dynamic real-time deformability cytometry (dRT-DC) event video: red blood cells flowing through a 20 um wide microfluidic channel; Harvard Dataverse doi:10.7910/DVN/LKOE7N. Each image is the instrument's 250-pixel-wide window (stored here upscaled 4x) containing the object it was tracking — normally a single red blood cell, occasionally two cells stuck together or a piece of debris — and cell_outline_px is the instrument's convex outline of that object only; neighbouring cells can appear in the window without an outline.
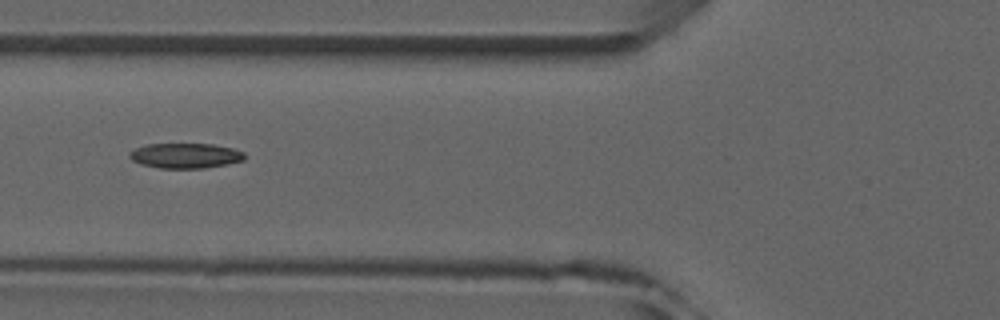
{"species": "common noctule bat (a hibernating species)", "species_latin": "Nyctalus noctula", "temperature_condition": "room temperature", "stored_images_in_passage": 7, "camera_frame_rate_fps": 3000, "um_per_image_px": 0.085, "animal": {"sex": "male", "forearm_length_mm": 52.5}, "frame": {"image": 1, "passage_image": 6, "time_ms": 6.0, "image_size_px": [1000, 320], "cell_outline_px": [[244, 160], [228, 164], [204, 168], [160, 168], [140, 164], [132, 160], [128, 156], [128, 152], [136, 148], [148, 144], [212, 144], [232, 148], [244, 152]], "centroid_in_image_um": [15.74, 13.23], "position_along_channel_um": 110.1, "area_um2": 16.82}}
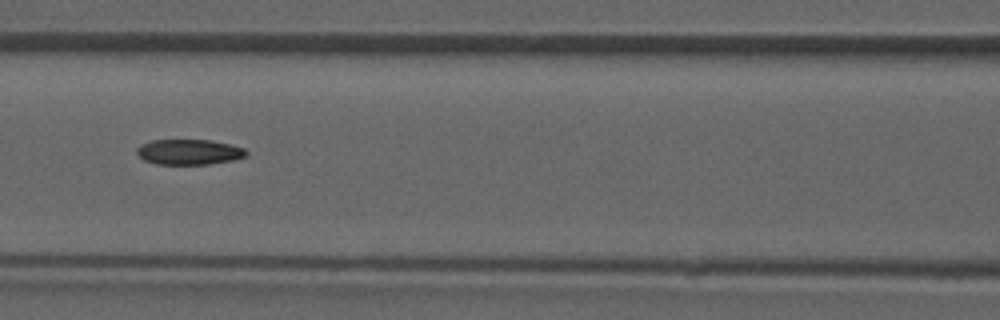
{"frame": {"image": 2, "passage_image": 7, "time_ms": 7.0, "image_size_px": [1000, 320], "cell_outline_px": [[248, 156], [232, 160], [208, 164], [156, 164], [144, 160], [136, 152], [136, 148], [140, 144], [152, 140], [212, 140], [232, 144], [244, 148], [248, 152]], "centroid_in_image_um": [16.09, 12.91], "position_along_channel_um": 150.5, "area_um2": 16.3}}